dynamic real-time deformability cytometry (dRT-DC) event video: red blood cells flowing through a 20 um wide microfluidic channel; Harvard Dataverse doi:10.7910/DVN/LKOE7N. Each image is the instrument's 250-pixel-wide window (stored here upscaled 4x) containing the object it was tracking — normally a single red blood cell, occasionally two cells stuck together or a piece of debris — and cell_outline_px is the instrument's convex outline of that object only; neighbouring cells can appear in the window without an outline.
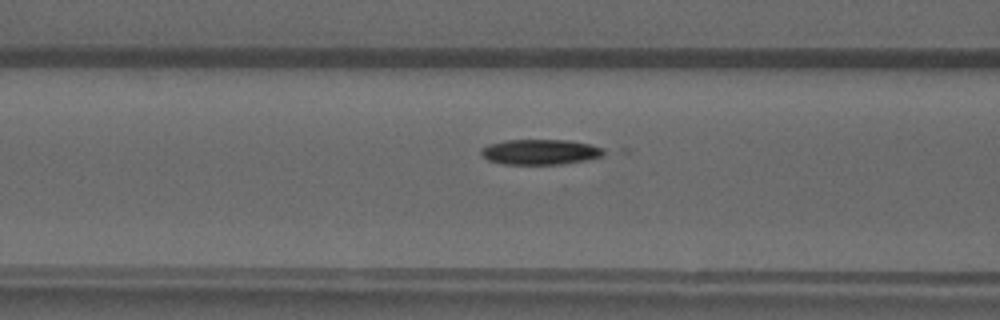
{"species": "common noctule bat (a hibernating species)", "species_latin": "Nyctalus noctula", "temperature_condition": "warm", "stored_images_in_passage": 31, "camera_frame_rate_fps": 3000, "um_per_image_px": 0.085, "animal": {"sex": "male", "forearm_length_mm": 52.5}, "frame": {"image": 1, "passage_image": 8, "time_ms": 2.333, "image_size_px": [1000, 320], "cell_outline_px": [[612, 152], [604, 156], [588, 160], [564, 164], [504, 164], [488, 160], [480, 152], [488, 144], [504, 140], [568, 140], [588, 144], [604, 148]], "centroid_in_image_um": [46.03, 12.92], "position_along_channel_um": 120.6, "area_um2": 18.32}}
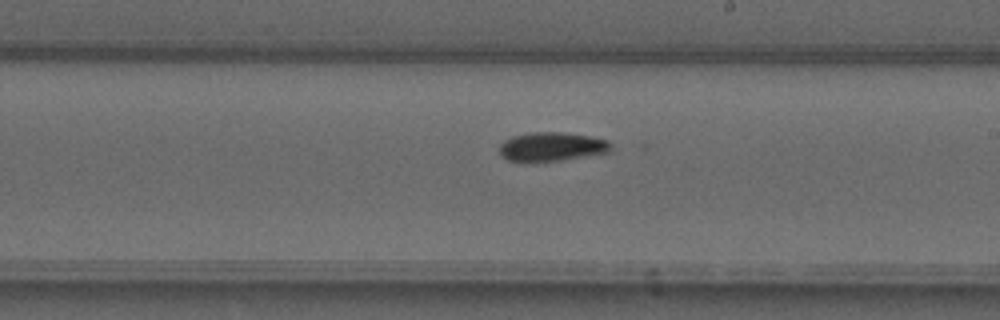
{"frame": {"image": 2, "passage_image": 17, "time_ms": 5.333, "image_size_px": [1000, 320], "cell_outline_px": [[612, 148], [608, 152], [560, 160], [524, 164], [508, 160], [500, 152], [500, 144], [504, 140], [512, 136], [532, 132], [560, 132], [588, 136], [608, 140], [612, 144]], "centroid_in_image_um": [46.85, 12.49], "position_along_channel_um": 242.1, "area_um2": 19.02}}
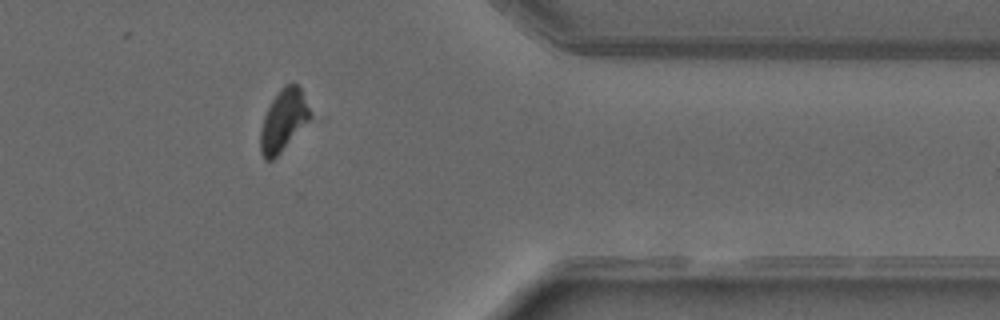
{"frame": {"image": 3, "passage_image": 29, "time_ms": 9.333, "image_size_px": [1000, 320], "cell_outline_px": [[312, 116], [280, 152], [272, 160], [264, 160], [260, 152], [260, 128], [264, 116], [272, 100], [280, 88], [288, 84], [296, 84], [300, 88]], "centroid_in_image_um": [24.05, 10.24], "position_along_channel_um": 387.3, "area_um2": 17.4}, "authors_computed_cell_mechanics": {"area_um2": 18.6116, "velocity_mm_per_s": 4.0602, "shape_relaxation_time_tau1_ms": 2.0145, "shape_relaxation_time_tau2_ms": 4.3982, "deformation_change_tau1": 0.1719, "deformation_change_tau2": 0.0703}}